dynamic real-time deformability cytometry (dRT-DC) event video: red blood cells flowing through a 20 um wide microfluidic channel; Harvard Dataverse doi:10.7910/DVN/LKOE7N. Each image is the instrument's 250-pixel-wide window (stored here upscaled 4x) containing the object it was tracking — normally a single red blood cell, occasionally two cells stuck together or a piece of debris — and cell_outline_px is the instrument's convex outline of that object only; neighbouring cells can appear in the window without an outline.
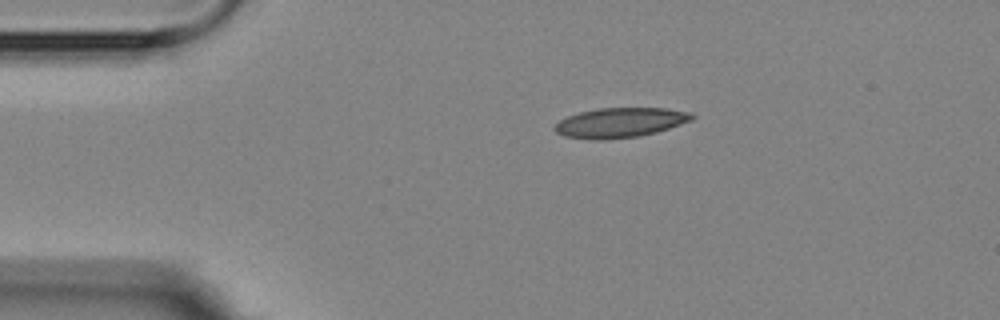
{"species": "Egyptian fruit bat (a non-hibernating species)", "species_latin": "Rousettus aegyptiacus", "temperature_condition": "room temperature", "stored_images_in_passage": 4, "camera_frame_rate_fps": 3000, "um_per_image_px": 0.085, "animal": {"sex": "female"}, "frame": {"image": 1, "passage_image": 4, "time_ms": 10.0, "image_size_px": [1000, 320], "cell_outline_px": [[696, 116], [692, 120], [656, 132], [636, 136], [600, 140], [596, 140], [564, 136], [556, 132], [552, 128], [560, 120], [568, 116], [580, 112], [600, 108], [664, 108], [692, 112]], "centroid_in_image_um": [52.71, 10.41], "position_along_channel_um": 32.3, "area_um2": 23.64}}